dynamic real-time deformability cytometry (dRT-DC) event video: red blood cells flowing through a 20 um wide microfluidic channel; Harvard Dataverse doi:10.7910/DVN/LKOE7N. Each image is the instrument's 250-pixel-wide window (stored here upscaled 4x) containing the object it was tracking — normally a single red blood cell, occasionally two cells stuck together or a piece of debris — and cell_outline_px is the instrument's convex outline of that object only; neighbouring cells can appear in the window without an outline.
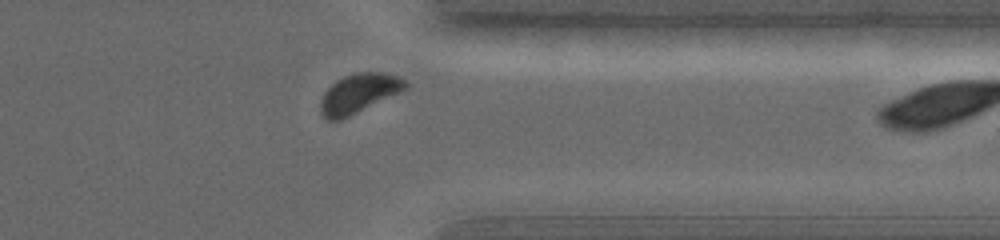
{"species": "common noctule bat (a hibernating species)", "species_latin": "Nyctalus noctula", "temperature_condition": "warm", "stored_images_in_passage": 18, "camera_frame_rate_fps": 5000, "um_per_image_px": 0.085, "animal": {"sex": "female", "body_mass_g": 19.0, "forearm_length_mm": 56.7}, "frame": {"image": 1, "passage_image": 16, "time_ms": 6.8, "image_size_px": [1000, 240], "cell_outline_px": [[408, 88], [400, 92], [336, 120], [328, 120], [324, 116], [320, 108], [320, 100], [324, 92], [336, 80], [344, 76], [356, 72], [380, 72], [396, 76], [404, 80], [408, 84]], "centroid_in_image_um": [30.48, 7.89], "position_along_channel_um": 380.9, "area_um2": 18.73}}